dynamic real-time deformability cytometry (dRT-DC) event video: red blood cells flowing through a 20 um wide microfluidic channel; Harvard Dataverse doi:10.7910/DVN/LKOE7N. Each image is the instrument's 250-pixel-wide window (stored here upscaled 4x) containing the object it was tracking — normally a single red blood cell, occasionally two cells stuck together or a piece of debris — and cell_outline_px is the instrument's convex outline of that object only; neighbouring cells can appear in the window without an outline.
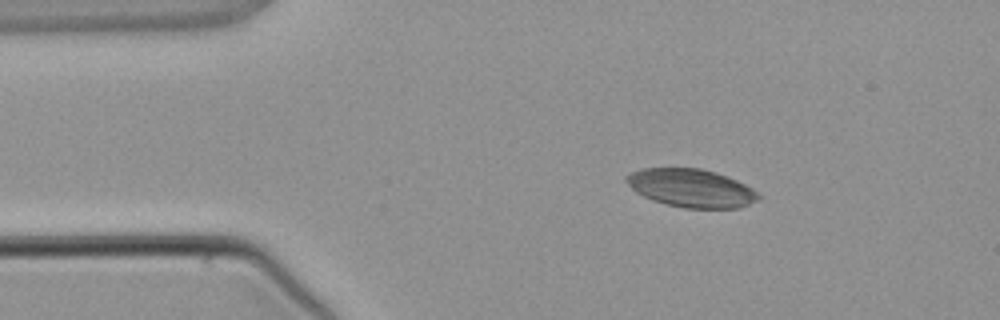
{"species": "common noctule bat (a hibernating species)", "species_latin": "Nyctalus noctula", "temperature_condition": "warm", "stored_images_in_passage": 1, "camera_frame_rate_fps": 3000, "um_per_image_px": 0.085, "animal": {"sex": "male", "body_mass_g": 21.5, "forearm_length_mm": 52.0}, "frame": {"image": 1, "passage_image": 1, "time_ms": 0.0, "image_size_px": [1000, 320], "cell_outline_px": [[760, 200], [740, 208], [684, 208], [652, 200], [636, 192], [624, 180], [624, 176], [632, 172], [644, 168], [700, 168], [716, 172], [736, 180], [752, 188], [760, 196]], "centroid_in_image_um": [58.76, 15.99], "position_along_channel_um": 26.2, "area_um2": 29.36}}